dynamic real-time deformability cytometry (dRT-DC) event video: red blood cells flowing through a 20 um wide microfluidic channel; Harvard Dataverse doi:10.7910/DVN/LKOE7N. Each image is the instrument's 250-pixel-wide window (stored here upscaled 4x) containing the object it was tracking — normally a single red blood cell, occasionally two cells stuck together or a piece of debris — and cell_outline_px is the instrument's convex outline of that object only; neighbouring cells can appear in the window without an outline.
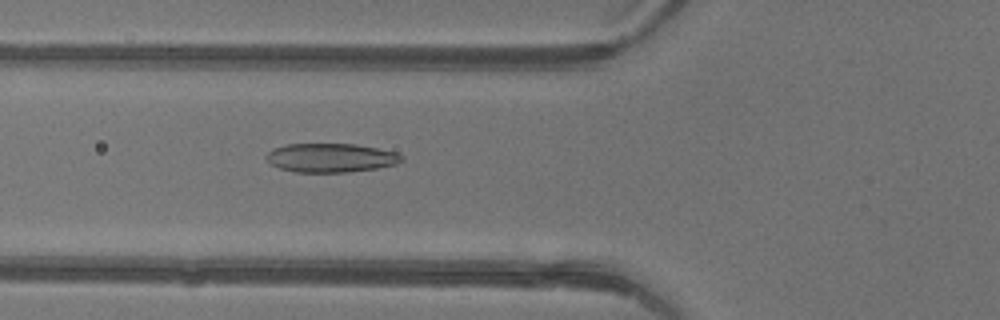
{"species": "common noctule bat (a hibernating species)", "species_latin": "Nyctalus noctula", "temperature_condition": "warm", "stored_images_in_passage": 47, "camera_frame_rate_fps": 3000, "um_per_image_px": 0.085, "animal": {"sex": "female"}, "frame": {"image": 1, "passage_image": 18, "time_ms": 5.667, "image_size_px": [1000, 320], "cell_outline_px": [[404, 160], [396, 164], [376, 168], [348, 172], [296, 172], [280, 168], [272, 164], [264, 156], [272, 148], [288, 144], [356, 144], [396, 152], [404, 156]], "centroid_in_image_um": [28.13, 13.41], "position_along_channel_um": 97.7, "area_um2": 22.77}}
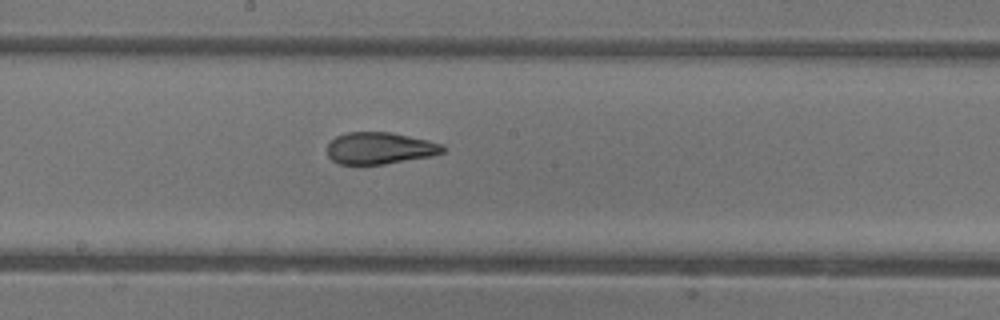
{"frame": {"image": 2, "passage_image": 26, "time_ms": 8.333, "image_size_px": [1000, 320], "cell_outline_px": [[444, 152], [432, 156], [384, 164], [340, 164], [332, 160], [328, 156], [328, 144], [336, 136], [348, 132], [388, 132], [428, 140], [444, 144]], "centroid_in_image_um": [32.29, 12.6], "position_along_channel_um": 215.9, "area_um2": 21.33}}
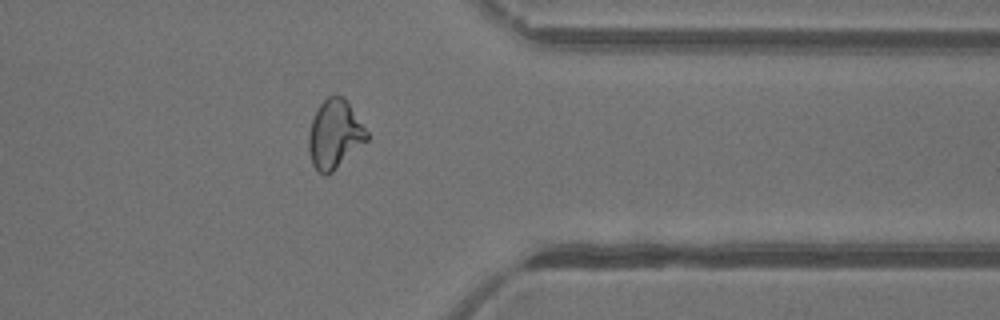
{"frame": {"image": 3, "passage_image": 38, "time_ms": 12.333, "image_size_px": [1000, 320], "cell_outline_px": [[368, 140], [332, 172], [324, 176], [312, 164], [308, 148], [308, 136], [312, 120], [316, 108], [328, 96], [344, 96], [368, 132]], "centroid_in_image_um": [28.44, 11.41], "position_along_channel_um": 383.0, "area_um2": 23.18}, "authors_computed_cell_mechanics": {"area_um2": 23.6402, "velocity_mm_per_s": 4.4149, "shape_relaxation_time_tau1_ms": 6.364, "shape_relaxation_time_tau2_ms": 1.246, "deformation_change_tau1": 0.2054, "deformation_change_tau2": 0.0836}}